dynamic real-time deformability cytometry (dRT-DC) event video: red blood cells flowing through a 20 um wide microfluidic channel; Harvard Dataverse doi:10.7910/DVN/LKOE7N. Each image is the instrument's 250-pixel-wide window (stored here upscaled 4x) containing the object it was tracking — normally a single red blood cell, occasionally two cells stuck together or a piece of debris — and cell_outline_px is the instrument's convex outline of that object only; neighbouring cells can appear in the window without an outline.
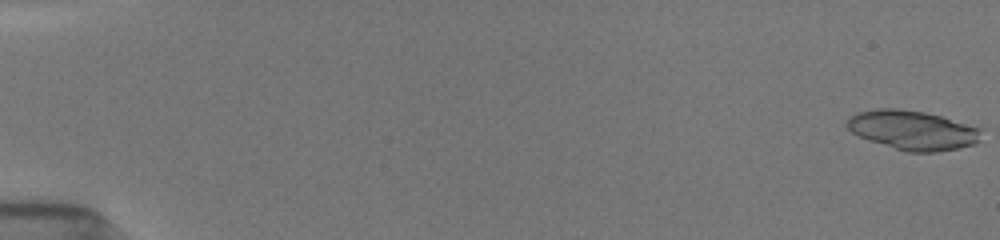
{"species": "common noctule bat (a hibernating species)", "species_latin": "Nyctalus noctula", "temperature_condition": "room temperature", "stored_images_in_passage": 53, "camera_frame_rate_fps": 3000, "um_per_image_px": 0.085, "animal": {"sex": "female", "body_mass_g": 19.5, "forearm_length_mm": 54.1}, "frame": {"image": 1, "passage_image": 1, "time_ms": 0.0, "image_size_px": [1000, 240], "cell_outline_px": [[984, 128], [976, 144], [960, 148], [936, 152], [908, 152], [868, 140], [852, 132], [848, 128], [844, 120], [848, 116], [856, 112], [880, 108], [896, 108], [924, 112], [940, 116]], "centroid_in_image_um": [77.58, 11.06], "position_along_channel_um": 7.4, "area_um2": 30.98}}
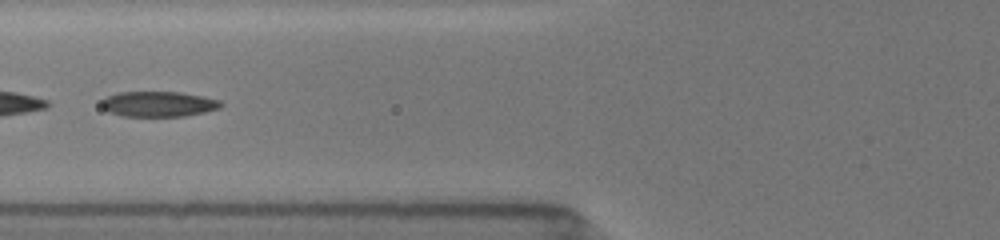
{"frame": {"image": 2, "passage_image": 23, "time_ms": 7.333, "image_size_px": [1000, 240], "cell_outline_px": [[224, 104], [220, 108], [204, 112], [184, 116], [120, 116], [108, 112], [100, 104], [100, 100], [104, 96], [116, 92], [180, 92], [204, 96], [220, 100]], "centroid_in_image_um": [13.43, 8.83], "position_along_channel_um": 112.4, "area_um2": 17.92}}
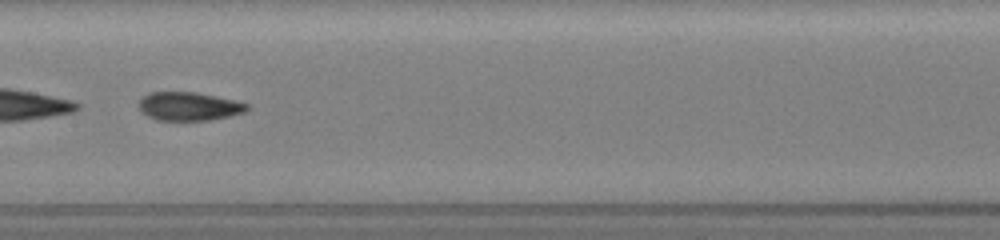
{"frame": {"image": 3, "passage_image": 29, "time_ms": 9.333, "image_size_px": [1000, 240], "cell_outline_px": [[248, 108], [244, 112], [228, 116], [208, 120], [156, 120], [140, 112], [136, 104], [148, 92], [196, 92], [236, 100], [248, 104]], "centroid_in_image_um": [16.0, 9.03], "position_along_channel_um": 191.4, "area_um2": 18.03}, "authors_computed_cell_mechanics": {"area_um2": 18.785, "velocity_mm_per_s": 3.9364, "shape_relaxation_time_tau1_ms": 5.2728, "shape_relaxation_time_tau2_ms": 1.3504, "deformation_change_tau1": 0.1996, "deformation_change_tau2": 0.069}}